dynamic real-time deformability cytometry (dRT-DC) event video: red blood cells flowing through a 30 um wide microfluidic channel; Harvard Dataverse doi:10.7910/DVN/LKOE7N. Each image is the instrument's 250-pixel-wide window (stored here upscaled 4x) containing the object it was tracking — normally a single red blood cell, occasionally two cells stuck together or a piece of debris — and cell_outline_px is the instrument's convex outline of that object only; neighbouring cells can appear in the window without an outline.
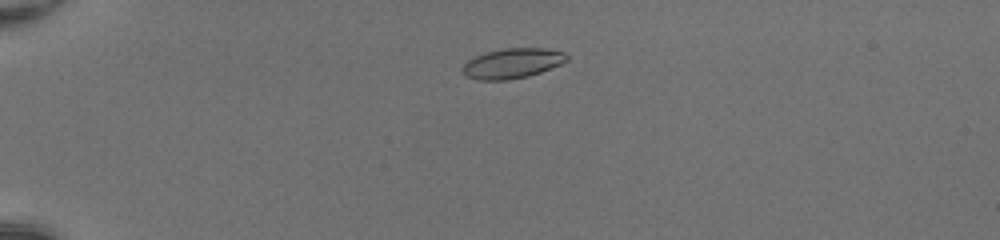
{"species": "common noctule bat (a hibernating species)", "species_latin": "Nyctalus noctula", "temperature_condition": "room temperature", "stored_images_in_passage": 46, "camera_frame_rate_fps": 3000, "um_per_image_px": 0.085, "animal": {"sex": "female", "body_mass_g": 20.0, "forearm_length_mm": 54.0}, "frame": {"image": 1, "passage_image": 9, "time_ms": 2.667, "image_size_px": [1000, 240], "cell_outline_px": [[568, 60], [560, 64], [540, 72], [528, 76], [508, 80], [476, 80], [468, 76], [460, 68], [468, 60], [476, 56], [488, 52], [504, 48], [544, 48], [564, 52], [568, 56]], "centroid_in_image_um": [43.55, 5.38], "position_along_channel_um": 41.4, "area_um2": 18.09}}
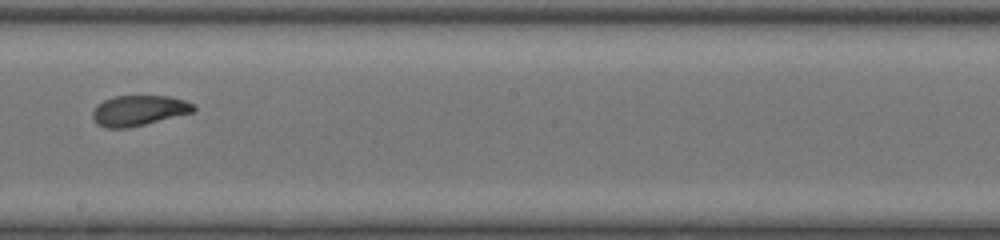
{"frame": {"image": 2, "passage_image": 27, "time_ms": 8.667, "image_size_px": [1000, 240], "cell_outline_px": [[196, 108], [192, 112], [128, 128], [104, 128], [96, 124], [92, 120], [92, 112], [104, 100], [112, 96], [168, 96], [184, 100], [196, 104]], "centroid_in_image_um": [11.77, 9.39], "position_along_channel_um": 236.4, "area_um2": 17.8}}
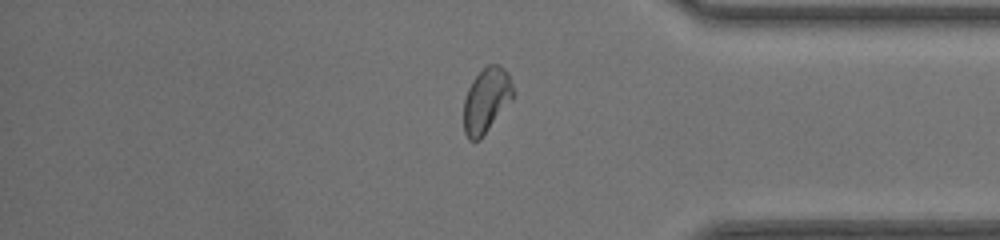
{"frame": {"image": 3, "passage_image": 39, "time_ms": 12.667, "image_size_px": [1000, 240], "cell_outline_px": [[516, 92], [512, 100], [480, 140], [468, 140], [464, 132], [464, 100], [468, 88], [472, 80], [488, 64], [500, 64], [508, 72]], "centroid_in_image_um": [41.37, 8.51], "position_along_channel_um": 393.8, "area_um2": 18.9}, "authors_computed_cell_mechanics": {"area_um2": 18.2648, "velocity_mm_per_s": 4.2086, "shape_relaxation_time_tau1_ms": 2.753, "shape_relaxation_time_tau2_ms": 1.4492, "deformation_change_tau1": 0.1431, "deformation_change_tau2": 0.0728}}